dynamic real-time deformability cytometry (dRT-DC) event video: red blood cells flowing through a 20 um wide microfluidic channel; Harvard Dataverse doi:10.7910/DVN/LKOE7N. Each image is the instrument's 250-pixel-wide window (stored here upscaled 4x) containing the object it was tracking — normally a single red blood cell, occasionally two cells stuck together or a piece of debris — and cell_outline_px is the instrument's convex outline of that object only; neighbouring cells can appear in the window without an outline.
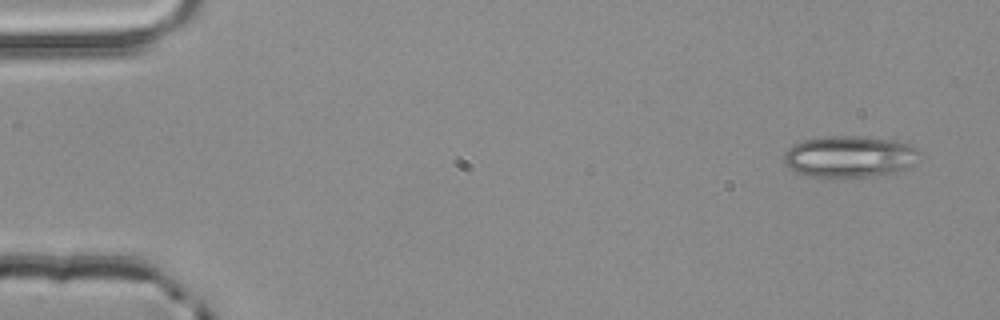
{"species": "common noctule bat (a hibernating species)", "species_latin": "Nyctalus noctula", "temperature_condition": "room temperature", "stored_images_in_passage": 3, "camera_frame_rate_fps": 3000, "um_per_image_px": 0.085, "animal": {"sex": "male", "body_mass_g": 20.4}, "frame": {"image": 1, "passage_image": 1, "time_ms": 0.0, "image_size_px": [1000, 320], "cell_outline_px": [[920, 152], [912, 164], [908, 168], [896, 172], [880, 176], [824, 180], [804, 176], [792, 172], [784, 164], [784, 152], [792, 144], [804, 140], [824, 136], [864, 136], [896, 140], [908, 144], [916, 148]], "centroid_in_image_um": [72.13, 13.36], "position_along_channel_um": 12.9, "area_um2": 34.22}}